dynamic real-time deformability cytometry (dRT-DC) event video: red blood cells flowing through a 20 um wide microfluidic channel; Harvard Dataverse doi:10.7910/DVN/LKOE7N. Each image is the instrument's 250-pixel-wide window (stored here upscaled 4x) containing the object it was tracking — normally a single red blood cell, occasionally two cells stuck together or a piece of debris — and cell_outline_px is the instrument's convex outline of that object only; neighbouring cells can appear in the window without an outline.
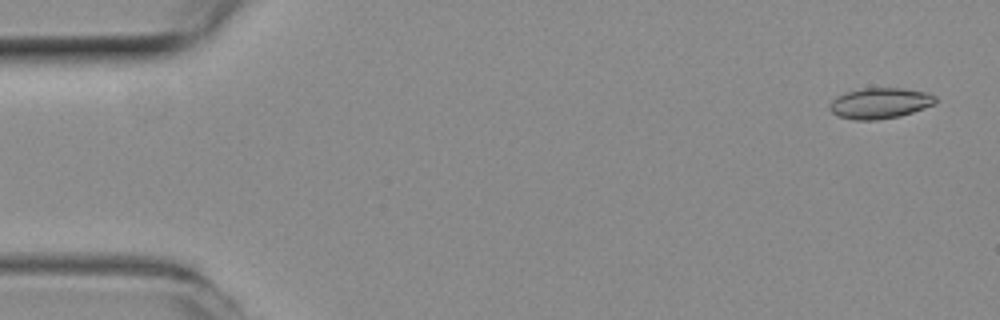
{"species": "common noctule bat (a hibernating species)", "species_latin": "Nyctalus noctula", "temperature_condition": "room temperature", "stored_images_in_passage": 16, "camera_frame_rate_fps": 3000, "um_per_image_px": 0.085, "animal": {"sex": "female", "body_mass_g": 19.3, "forearm_length_mm": 54.1}, "frame": {"image": 1, "passage_image": 2, "time_ms": 0.333, "image_size_px": [1000, 320], "cell_outline_px": [[936, 104], [900, 116], [876, 120], [856, 120], [840, 116], [832, 112], [828, 108], [832, 100], [836, 96], [844, 92], [860, 88], [904, 88], [928, 92], [936, 96]], "centroid_in_image_um": [74.8, 8.76], "position_along_channel_um": 10.2, "area_um2": 19.13}}
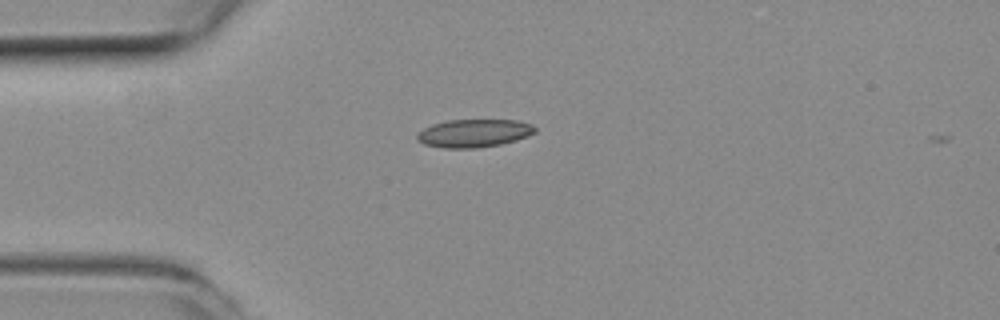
{"frame": {"image": 2, "passage_image": 13, "time_ms": 4.0, "image_size_px": [1000, 320], "cell_outline_px": [[536, 132], [528, 136], [516, 140], [500, 144], [476, 148], [444, 148], [424, 144], [416, 140], [416, 132], [432, 124], [448, 120], [516, 120], [532, 124], [536, 128]], "centroid_in_image_um": [40.26, 11.32], "position_along_channel_um": 44.7, "area_um2": 19.36}}